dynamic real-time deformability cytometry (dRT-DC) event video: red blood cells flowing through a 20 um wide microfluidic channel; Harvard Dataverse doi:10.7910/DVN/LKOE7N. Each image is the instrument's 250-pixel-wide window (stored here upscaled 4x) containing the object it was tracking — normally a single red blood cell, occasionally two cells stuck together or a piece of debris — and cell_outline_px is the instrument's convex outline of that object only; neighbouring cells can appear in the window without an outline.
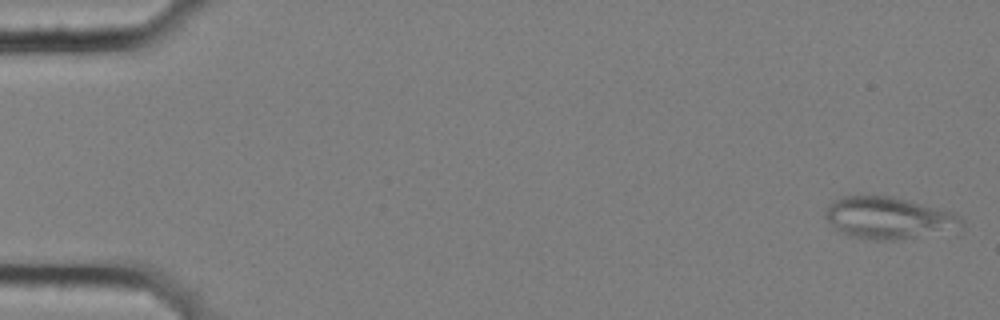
{"species": "common noctule bat (a hibernating species)", "species_latin": "Nyctalus noctula", "temperature_condition": "cold", "stored_images_in_passage": 6, "camera_frame_rate_fps": 3000, "um_per_image_px": 0.085, "animal": {"sex": "female", "body_mass_g": 25.1}, "frame": {"image": 1, "passage_image": 1, "time_ms": 0.0, "image_size_px": [1000, 320], "cell_outline_px": [[964, 224], [960, 228], [896, 240], [872, 240], [852, 236], [840, 232], [824, 216], [824, 212], [828, 204], [832, 200], [844, 196], [892, 196], [956, 212], [964, 220]], "centroid_in_image_um": [75.53, 18.51], "position_along_channel_um": 9.5, "area_um2": 33.12}}